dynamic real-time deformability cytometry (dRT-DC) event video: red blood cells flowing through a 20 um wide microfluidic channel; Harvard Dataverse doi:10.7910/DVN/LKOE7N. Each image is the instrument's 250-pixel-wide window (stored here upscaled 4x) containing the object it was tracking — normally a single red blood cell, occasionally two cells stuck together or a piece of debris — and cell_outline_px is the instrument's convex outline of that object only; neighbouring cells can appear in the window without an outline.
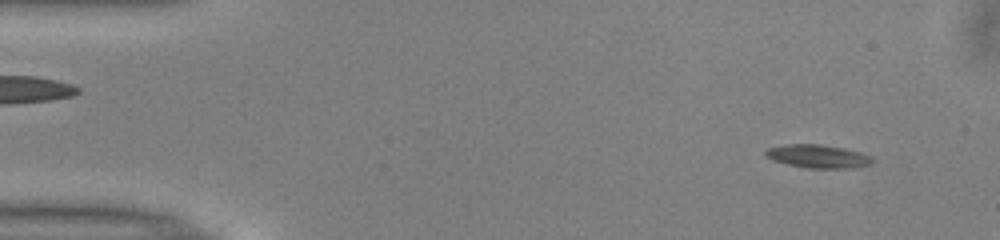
{"species": "common noctule bat (a hibernating species)", "species_latin": "Nyctalus noctula", "temperature_condition": "warm", "stored_images_in_passage": 11, "camera_frame_rate_fps": 3000, "um_per_image_px": 0.085, "animal": {"sex": "male", "body_mass_g": 13.0, "forearm_length_mm": 53.1}, "frame": {"image": 1, "passage_image": 4, "time_ms": 1.0, "image_size_px": [1000, 240], "cell_outline_px": [[872, 164], [852, 168], [808, 168], [788, 164], [772, 160], [764, 156], [764, 152], [768, 148], [784, 144], [820, 144], [844, 148], [860, 152], [872, 156]], "centroid_in_image_um": [69.51, 13.28], "position_along_channel_um": 15.5, "area_um2": 14.57}}